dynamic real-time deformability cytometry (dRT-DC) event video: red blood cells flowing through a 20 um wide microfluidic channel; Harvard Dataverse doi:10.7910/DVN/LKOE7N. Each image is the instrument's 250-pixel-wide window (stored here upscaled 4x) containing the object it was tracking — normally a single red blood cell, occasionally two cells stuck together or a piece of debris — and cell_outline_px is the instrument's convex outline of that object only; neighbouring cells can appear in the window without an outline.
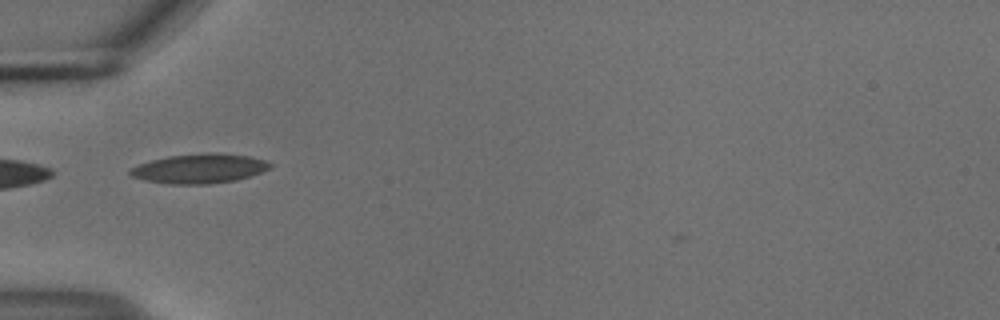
{"species": "common noctule bat (a hibernating species)", "species_latin": "Nyctalus noctula", "temperature_condition": "cold", "stored_images_in_passage": 5, "camera_frame_rate_fps": 3000, "um_per_image_px": 0.085, "animal": {"sex": "male", "body_mass_g": 18.8}, "frame": {"image": 1, "passage_image": 3, "time_ms": 0.667, "image_size_px": [1000, 320], "cell_outline_px": [[272, 168], [236, 180], [208, 184], [168, 184], [144, 180], [132, 176], [128, 172], [128, 168], [152, 160], [168, 156], [208, 152], [216, 152], [248, 156], [264, 160], [272, 164]], "centroid_in_image_um": [16.93, 14.32], "position_along_channel_um": 68.1, "area_um2": 24.04}}